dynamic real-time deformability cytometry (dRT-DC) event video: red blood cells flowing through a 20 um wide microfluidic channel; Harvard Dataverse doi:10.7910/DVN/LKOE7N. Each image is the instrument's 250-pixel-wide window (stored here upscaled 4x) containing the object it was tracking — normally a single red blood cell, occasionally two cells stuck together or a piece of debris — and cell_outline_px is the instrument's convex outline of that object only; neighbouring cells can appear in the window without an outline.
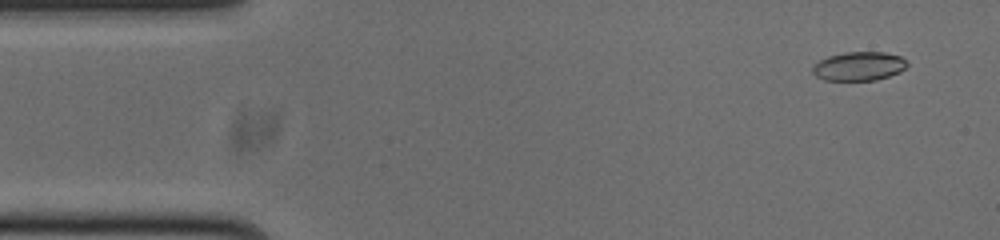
{"species": "common noctule bat (a hibernating species)", "species_latin": "Nyctalus noctula", "temperature_condition": "cold", "stored_images_in_passage": 53, "camera_frame_rate_fps": 3000, "um_per_image_px": 0.085, "animal": {"sex": "male", "body_mass_g": 20.0, "forearm_length_mm": 53.3}, "frame": {"image": 1, "passage_image": 3, "time_ms": 0.667, "image_size_px": [1000, 240], "cell_outline_px": [[908, 64], [900, 72], [876, 80], [824, 80], [816, 76], [812, 72], [812, 68], [820, 60], [828, 56], [844, 52], [884, 52], [900, 56]], "centroid_in_image_um": [73.0, 5.63], "position_along_channel_um": 12.0, "area_um2": 15.78}}
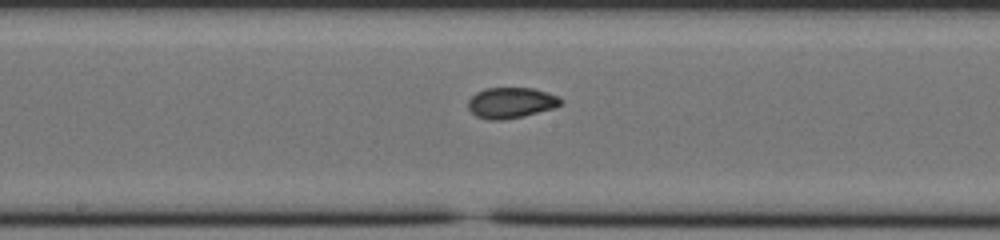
{"frame": {"image": 2, "passage_image": 26, "time_ms": 8.333, "image_size_px": [1000, 240], "cell_outline_px": [[564, 100], [556, 108], [504, 120], [488, 120], [476, 116], [468, 108], [468, 100], [476, 92], [484, 88], [532, 88], [560, 96]], "centroid_in_image_um": [43.44, 8.73], "position_along_channel_um": 204.8, "area_um2": 16.7}}
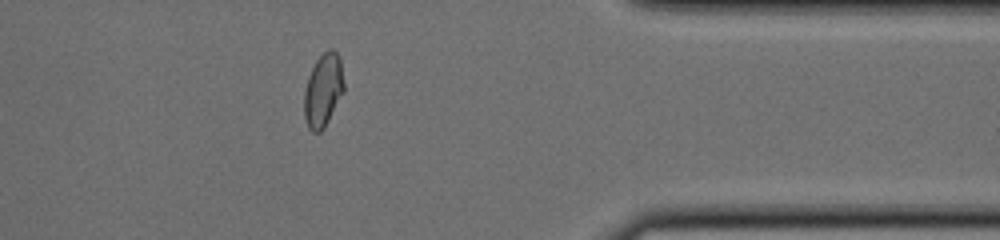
{"frame": {"image": 3, "passage_image": 42, "time_ms": 13.667, "image_size_px": [1000, 240], "cell_outline_px": [[344, 92], [324, 128], [320, 132], [312, 132], [308, 128], [304, 116], [304, 92], [308, 76], [316, 60], [328, 48], [332, 48], [336, 52], [340, 60], [344, 84]], "centroid_in_image_um": [27.46, 7.68], "position_along_channel_um": 383.9, "area_um2": 16.99}, "authors_computed_cell_mechanics": {"area_um2": 16.7042, "velocity_mm_per_s": 3.7795, "shape_relaxation_time_tau1_ms": 9.5139, "shape_relaxation_time_tau2_ms": 1.2961, "deformation_change_tau1": 0.2311, "deformation_change_tau2": 0.0481}}